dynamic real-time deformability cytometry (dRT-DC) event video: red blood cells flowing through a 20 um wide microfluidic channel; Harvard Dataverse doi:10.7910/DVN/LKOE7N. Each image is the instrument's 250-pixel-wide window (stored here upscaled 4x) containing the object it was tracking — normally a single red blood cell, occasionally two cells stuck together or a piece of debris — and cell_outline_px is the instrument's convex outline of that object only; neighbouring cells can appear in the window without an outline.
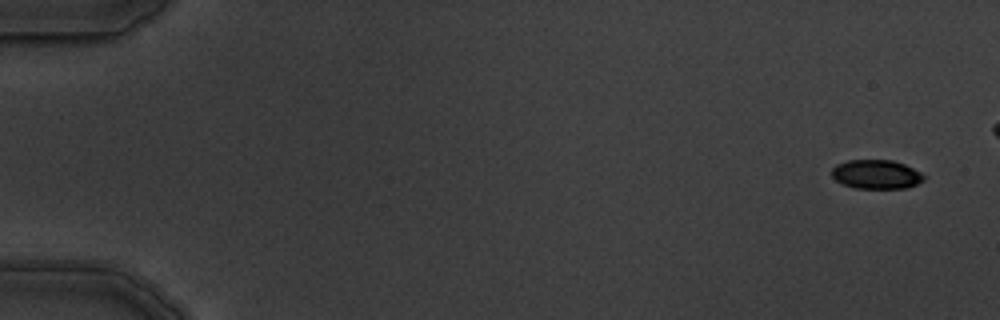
{"species": "common noctule bat (a hibernating species)", "species_latin": "Nyctalus noctula", "temperature_condition": "warm", "stored_images_in_passage": 6, "camera_frame_rate_fps": 3000, "um_per_image_px": 0.085, "animal": {"sex": "male", "body_mass_g": 19.5, "forearm_length_mm": 54.6}, "frame": {"image": 1, "passage_image": 1, "time_ms": 0.0, "image_size_px": [1000, 320], "cell_outline_px": [[924, 180], [916, 184], [904, 188], [856, 188], [844, 184], [836, 180], [832, 176], [832, 168], [836, 164], [848, 160], [892, 160], [904, 164], [920, 172], [924, 176]], "centroid_in_image_um": [74.47, 14.81], "position_along_channel_um": 10.5, "area_um2": 15.43}}